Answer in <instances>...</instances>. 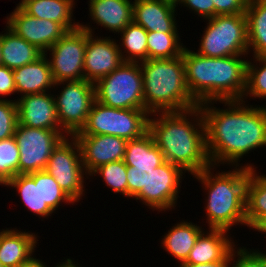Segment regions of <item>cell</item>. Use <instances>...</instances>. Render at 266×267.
<instances>
[{"instance_id": "603a6c76", "label": "cell", "mask_w": 266, "mask_h": 267, "mask_svg": "<svg viewBox=\"0 0 266 267\" xmlns=\"http://www.w3.org/2000/svg\"><path fill=\"white\" fill-rule=\"evenodd\" d=\"M75 0H26L20 7L29 15L61 24L67 31L80 27L72 19ZM74 21V22H73Z\"/></svg>"}, {"instance_id": "30bf717a", "label": "cell", "mask_w": 266, "mask_h": 267, "mask_svg": "<svg viewBox=\"0 0 266 267\" xmlns=\"http://www.w3.org/2000/svg\"><path fill=\"white\" fill-rule=\"evenodd\" d=\"M67 83V84H66ZM65 85L56 95L57 117L61 129L68 136H74L85 126L91 106L96 100L95 84L87 80L61 81L54 87Z\"/></svg>"}, {"instance_id": "9c48e42d", "label": "cell", "mask_w": 266, "mask_h": 267, "mask_svg": "<svg viewBox=\"0 0 266 267\" xmlns=\"http://www.w3.org/2000/svg\"><path fill=\"white\" fill-rule=\"evenodd\" d=\"M45 170L74 202H79L85 195L84 175L86 178L89 176L82 162L80 145L74 136L64 137L54 148Z\"/></svg>"}, {"instance_id": "8992f818", "label": "cell", "mask_w": 266, "mask_h": 267, "mask_svg": "<svg viewBox=\"0 0 266 267\" xmlns=\"http://www.w3.org/2000/svg\"><path fill=\"white\" fill-rule=\"evenodd\" d=\"M206 21L198 54L205 57L249 55L246 14L216 15Z\"/></svg>"}, {"instance_id": "8d00e7d4", "label": "cell", "mask_w": 266, "mask_h": 267, "mask_svg": "<svg viewBox=\"0 0 266 267\" xmlns=\"http://www.w3.org/2000/svg\"><path fill=\"white\" fill-rule=\"evenodd\" d=\"M249 249L244 246L235 247L232 250L233 263L231 267H266V254L258 249Z\"/></svg>"}, {"instance_id": "3957f363", "label": "cell", "mask_w": 266, "mask_h": 267, "mask_svg": "<svg viewBox=\"0 0 266 267\" xmlns=\"http://www.w3.org/2000/svg\"><path fill=\"white\" fill-rule=\"evenodd\" d=\"M182 57L186 85L198 104L242 100L248 63L245 55L205 57L185 46Z\"/></svg>"}, {"instance_id": "f546056e", "label": "cell", "mask_w": 266, "mask_h": 267, "mask_svg": "<svg viewBox=\"0 0 266 267\" xmlns=\"http://www.w3.org/2000/svg\"><path fill=\"white\" fill-rule=\"evenodd\" d=\"M263 216H266V175H258L255 169H249L246 185L247 227Z\"/></svg>"}, {"instance_id": "277c9868", "label": "cell", "mask_w": 266, "mask_h": 267, "mask_svg": "<svg viewBox=\"0 0 266 267\" xmlns=\"http://www.w3.org/2000/svg\"><path fill=\"white\" fill-rule=\"evenodd\" d=\"M254 167L253 164L246 163L215 174L213 172L216 166L210 165L193 175L208 193L204 199L208 229H222L229 232L232 226H237L239 223L247 226L246 185L249 169H255Z\"/></svg>"}, {"instance_id": "8fae6325", "label": "cell", "mask_w": 266, "mask_h": 267, "mask_svg": "<svg viewBox=\"0 0 266 267\" xmlns=\"http://www.w3.org/2000/svg\"><path fill=\"white\" fill-rule=\"evenodd\" d=\"M63 130L30 128L17 124L14 137L19 157V174L45 170L54 148L68 136Z\"/></svg>"}, {"instance_id": "7c38bea8", "label": "cell", "mask_w": 266, "mask_h": 267, "mask_svg": "<svg viewBox=\"0 0 266 267\" xmlns=\"http://www.w3.org/2000/svg\"><path fill=\"white\" fill-rule=\"evenodd\" d=\"M85 49L86 30L79 27L75 30L67 31L44 53L48 57V52H50L48 62L55 83L85 79Z\"/></svg>"}, {"instance_id": "ee69618b", "label": "cell", "mask_w": 266, "mask_h": 267, "mask_svg": "<svg viewBox=\"0 0 266 267\" xmlns=\"http://www.w3.org/2000/svg\"><path fill=\"white\" fill-rule=\"evenodd\" d=\"M18 267H47L40 259L32 257L28 262L19 265Z\"/></svg>"}, {"instance_id": "484cf974", "label": "cell", "mask_w": 266, "mask_h": 267, "mask_svg": "<svg viewBox=\"0 0 266 267\" xmlns=\"http://www.w3.org/2000/svg\"><path fill=\"white\" fill-rule=\"evenodd\" d=\"M123 161L135 169H152L165 162L164 155L147 132L141 138L127 140Z\"/></svg>"}, {"instance_id": "52a82bcc", "label": "cell", "mask_w": 266, "mask_h": 267, "mask_svg": "<svg viewBox=\"0 0 266 267\" xmlns=\"http://www.w3.org/2000/svg\"><path fill=\"white\" fill-rule=\"evenodd\" d=\"M150 114L145 109H118L94 101L87 122L75 135H114L126 140L148 132Z\"/></svg>"}, {"instance_id": "9a60e30c", "label": "cell", "mask_w": 266, "mask_h": 267, "mask_svg": "<svg viewBox=\"0 0 266 267\" xmlns=\"http://www.w3.org/2000/svg\"><path fill=\"white\" fill-rule=\"evenodd\" d=\"M6 19V25L12 31L43 53L67 32L61 24L33 17L21 7H16Z\"/></svg>"}, {"instance_id": "2e32d148", "label": "cell", "mask_w": 266, "mask_h": 267, "mask_svg": "<svg viewBox=\"0 0 266 267\" xmlns=\"http://www.w3.org/2000/svg\"><path fill=\"white\" fill-rule=\"evenodd\" d=\"M80 148L86 173H91L99 166L123 160L127 140L114 135H74Z\"/></svg>"}, {"instance_id": "5b68a950", "label": "cell", "mask_w": 266, "mask_h": 267, "mask_svg": "<svg viewBox=\"0 0 266 267\" xmlns=\"http://www.w3.org/2000/svg\"><path fill=\"white\" fill-rule=\"evenodd\" d=\"M145 110L180 112L198 107L185 80L183 57L148 59L140 62Z\"/></svg>"}, {"instance_id": "f35d334b", "label": "cell", "mask_w": 266, "mask_h": 267, "mask_svg": "<svg viewBox=\"0 0 266 267\" xmlns=\"http://www.w3.org/2000/svg\"><path fill=\"white\" fill-rule=\"evenodd\" d=\"M176 5L178 4L187 7L196 13L200 18L209 19L215 17V7L212 0H175Z\"/></svg>"}, {"instance_id": "7dc6e473", "label": "cell", "mask_w": 266, "mask_h": 267, "mask_svg": "<svg viewBox=\"0 0 266 267\" xmlns=\"http://www.w3.org/2000/svg\"><path fill=\"white\" fill-rule=\"evenodd\" d=\"M26 0H21L18 4L17 7H20Z\"/></svg>"}, {"instance_id": "6da1fadb", "label": "cell", "mask_w": 266, "mask_h": 267, "mask_svg": "<svg viewBox=\"0 0 266 267\" xmlns=\"http://www.w3.org/2000/svg\"><path fill=\"white\" fill-rule=\"evenodd\" d=\"M217 102L225 104V109L211 106ZM199 106L211 165L238 167L243 156L266 146V107L252 106L241 100L207 101Z\"/></svg>"}, {"instance_id": "74e56055", "label": "cell", "mask_w": 266, "mask_h": 267, "mask_svg": "<svg viewBox=\"0 0 266 267\" xmlns=\"http://www.w3.org/2000/svg\"><path fill=\"white\" fill-rule=\"evenodd\" d=\"M152 169H135L127 166V184L128 197L134 198L142 188H146L147 172H152Z\"/></svg>"}, {"instance_id": "7bdbcfd3", "label": "cell", "mask_w": 266, "mask_h": 267, "mask_svg": "<svg viewBox=\"0 0 266 267\" xmlns=\"http://www.w3.org/2000/svg\"><path fill=\"white\" fill-rule=\"evenodd\" d=\"M249 228L255 229L259 233L266 234V216L257 218L250 226Z\"/></svg>"}, {"instance_id": "d6986e66", "label": "cell", "mask_w": 266, "mask_h": 267, "mask_svg": "<svg viewBox=\"0 0 266 267\" xmlns=\"http://www.w3.org/2000/svg\"><path fill=\"white\" fill-rule=\"evenodd\" d=\"M37 235L17 228L0 230V262L3 267H18L28 262L36 250Z\"/></svg>"}, {"instance_id": "f6af8a7d", "label": "cell", "mask_w": 266, "mask_h": 267, "mask_svg": "<svg viewBox=\"0 0 266 267\" xmlns=\"http://www.w3.org/2000/svg\"><path fill=\"white\" fill-rule=\"evenodd\" d=\"M55 267H80V265L78 266V264H75L74 260L67 258L64 262H59Z\"/></svg>"}, {"instance_id": "4316f807", "label": "cell", "mask_w": 266, "mask_h": 267, "mask_svg": "<svg viewBox=\"0 0 266 267\" xmlns=\"http://www.w3.org/2000/svg\"><path fill=\"white\" fill-rule=\"evenodd\" d=\"M245 14L249 53L266 58V0H248Z\"/></svg>"}, {"instance_id": "4fadbf2b", "label": "cell", "mask_w": 266, "mask_h": 267, "mask_svg": "<svg viewBox=\"0 0 266 267\" xmlns=\"http://www.w3.org/2000/svg\"><path fill=\"white\" fill-rule=\"evenodd\" d=\"M184 174L179 166L165 161L152 172H147L146 188H142L135 200L159 212L175 208Z\"/></svg>"}, {"instance_id": "e0dca14e", "label": "cell", "mask_w": 266, "mask_h": 267, "mask_svg": "<svg viewBox=\"0 0 266 267\" xmlns=\"http://www.w3.org/2000/svg\"><path fill=\"white\" fill-rule=\"evenodd\" d=\"M54 96L50 89V93H36L18 98V124L30 128L62 130Z\"/></svg>"}, {"instance_id": "44dd1931", "label": "cell", "mask_w": 266, "mask_h": 267, "mask_svg": "<svg viewBox=\"0 0 266 267\" xmlns=\"http://www.w3.org/2000/svg\"><path fill=\"white\" fill-rule=\"evenodd\" d=\"M91 20L118 34L132 22V0H88Z\"/></svg>"}, {"instance_id": "7402d4cb", "label": "cell", "mask_w": 266, "mask_h": 267, "mask_svg": "<svg viewBox=\"0 0 266 267\" xmlns=\"http://www.w3.org/2000/svg\"><path fill=\"white\" fill-rule=\"evenodd\" d=\"M13 80L16 85V93H20L21 97L49 92L50 88L55 89V82L45 54L32 63L14 69Z\"/></svg>"}, {"instance_id": "d590c367", "label": "cell", "mask_w": 266, "mask_h": 267, "mask_svg": "<svg viewBox=\"0 0 266 267\" xmlns=\"http://www.w3.org/2000/svg\"><path fill=\"white\" fill-rule=\"evenodd\" d=\"M18 124V108L15 100H0V141L14 136Z\"/></svg>"}, {"instance_id": "f1b7e54d", "label": "cell", "mask_w": 266, "mask_h": 267, "mask_svg": "<svg viewBox=\"0 0 266 267\" xmlns=\"http://www.w3.org/2000/svg\"><path fill=\"white\" fill-rule=\"evenodd\" d=\"M120 34L122 42L118 45L124 62L140 63L148 60L147 31L142 26L132 21ZM121 47H124V51Z\"/></svg>"}, {"instance_id": "60d3db41", "label": "cell", "mask_w": 266, "mask_h": 267, "mask_svg": "<svg viewBox=\"0 0 266 267\" xmlns=\"http://www.w3.org/2000/svg\"><path fill=\"white\" fill-rule=\"evenodd\" d=\"M16 93V85L13 80V70L0 65V96L3 98Z\"/></svg>"}, {"instance_id": "e575fe53", "label": "cell", "mask_w": 266, "mask_h": 267, "mask_svg": "<svg viewBox=\"0 0 266 267\" xmlns=\"http://www.w3.org/2000/svg\"><path fill=\"white\" fill-rule=\"evenodd\" d=\"M20 152L15 137L0 141V184L5 185L19 174Z\"/></svg>"}, {"instance_id": "cb8c5ba5", "label": "cell", "mask_w": 266, "mask_h": 267, "mask_svg": "<svg viewBox=\"0 0 266 267\" xmlns=\"http://www.w3.org/2000/svg\"><path fill=\"white\" fill-rule=\"evenodd\" d=\"M4 34L1 33L2 65L16 69L32 63L44 53L36 46L18 36L7 25Z\"/></svg>"}, {"instance_id": "ffe728a7", "label": "cell", "mask_w": 266, "mask_h": 267, "mask_svg": "<svg viewBox=\"0 0 266 267\" xmlns=\"http://www.w3.org/2000/svg\"><path fill=\"white\" fill-rule=\"evenodd\" d=\"M207 232V233H206ZM203 231L183 264H206L223 260L236 246L222 229Z\"/></svg>"}, {"instance_id": "ab89813d", "label": "cell", "mask_w": 266, "mask_h": 267, "mask_svg": "<svg viewBox=\"0 0 266 267\" xmlns=\"http://www.w3.org/2000/svg\"><path fill=\"white\" fill-rule=\"evenodd\" d=\"M216 15L245 14L248 0H212Z\"/></svg>"}, {"instance_id": "ac0fdd59", "label": "cell", "mask_w": 266, "mask_h": 267, "mask_svg": "<svg viewBox=\"0 0 266 267\" xmlns=\"http://www.w3.org/2000/svg\"><path fill=\"white\" fill-rule=\"evenodd\" d=\"M175 0H134L132 21L147 32L178 33Z\"/></svg>"}, {"instance_id": "ba28073f", "label": "cell", "mask_w": 266, "mask_h": 267, "mask_svg": "<svg viewBox=\"0 0 266 267\" xmlns=\"http://www.w3.org/2000/svg\"><path fill=\"white\" fill-rule=\"evenodd\" d=\"M95 98L118 109H145L143 76L138 62H123L95 84Z\"/></svg>"}, {"instance_id": "836d02e7", "label": "cell", "mask_w": 266, "mask_h": 267, "mask_svg": "<svg viewBox=\"0 0 266 267\" xmlns=\"http://www.w3.org/2000/svg\"><path fill=\"white\" fill-rule=\"evenodd\" d=\"M253 59V62L250 59L247 63L246 89L241 100L243 102H247L245 99L248 95L251 98H266V58L253 56Z\"/></svg>"}, {"instance_id": "b9f144b4", "label": "cell", "mask_w": 266, "mask_h": 267, "mask_svg": "<svg viewBox=\"0 0 266 267\" xmlns=\"http://www.w3.org/2000/svg\"><path fill=\"white\" fill-rule=\"evenodd\" d=\"M232 251L221 261L206 264H181L179 267H231Z\"/></svg>"}, {"instance_id": "d6a6232c", "label": "cell", "mask_w": 266, "mask_h": 267, "mask_svg": "<svg viewBox=\"0 0 266 267\" xmlns=\"http://www.w3.org/2000/svg\"><path fill=\"white\" fill-rule=\"evenodd\" d=\"M100 175L106 186L112 189V192L122 194L128 197V184H127V166L123 160L113 161L99 166L95 169L91 176Z\"/></svg>"}, {"instance_id": "1f68e13d", "label": "cell", "mask_w": 266, "mask_h": 267, "mask_svg": "<svg viewBox=\"0 0 266 267\" xmlns=\"http://www.w3.org/2000/svg\"><path fill=\"white\" fill-rule=\"evenodd\" d=\"M4 186L15 188L24 206L41 218L40 181H34L29 174H18Z\"/></svg>"}, {"instance_id": "4dcf8cb0", "label": "cell", "mask_w": 266, "mask_h": 267, "mask_svg": "<svg viewBox=\"0 0 266 267\" xmlns=\"http://www.w3.org/2000/svg\"><path fill=\"white\" fill-rule=\"evenodd\" d=\"M180 41L179 33L147 32L148 59L181 56L185 46Z\"/></svg>"}, {"instance_id": "bcb514c9", "label": "cell", "mask_w": 266, "mask_h": 267, "mask_svg": "<svg viewBox=\"0 0 266 267\" xmlns=\"http://www.w3.org/2000/svg\"><path fill=\"white\" fill-rule=\"evenodd\" d=\"M0 65H2V53H1V33H0Z\"/></svg>"}, {"instance_id": "d4e9b609", "label": "cell", "mask_w": 266, "mask_h": 267, "mask_svg": "<svg viewBox=\"0 0 266 267\" xmlns=\"http://www.w3.org/2000/svg\"><path fill=\"white\" fill-rule=\"evenodd\" d=\"M203 229L202 226H197L190 221L177 222L163 236L164 238H161L162 247L181 265L187 260L197 238L204 231Z\"/></svg>"}, {"instance_id": "5bb4252c", "label": "cell", "mask_w": 266, "mask_h": 267, "mask_svg": "<svg viewBox=\"0 0 266 267\" xmlns=\"http://www.w3.org/2000/svg\"><path fill=\"white\" fill-rule=\"evenodd\" d=\"M88 25L80 24V27L86 30L84 78L88 82L96 84L100 79L117 69L124 60L115 39L93 36L94 29Z\"/></svg>"}, {"instance_id": "83f0119b", "label": "cell", "mask_w": 266, "mask_h": 267, "mask_svg": "<svg viewBox=\"0 0 266 267\" xmlns=\"http://www.w3.org/2000/svg\"><path fill=\"white\" fill-rule=\"evenodd\" d=\"M34 181H40L41 217L46 218L56 213L61 203L75 204V202L62 190L55 179L46 170L29 174Z\"/></svg>"}, {"instance_id": "7a4b0ae2", "label": "cell", "mask_w": 266, "mask_h": 267, "mask_svg": "<svg viewBox=\"0 0 266 267\" xmlns=\"http://www.w3.org/2000/svg\"><path fill=\"white\" fill-rule=\"evenodd\" d=\"M148 132L165 161L179 166L185 173L194 175L211 165L200 106L180 112L150 114Z\"/></svg>"}]
</instances>
